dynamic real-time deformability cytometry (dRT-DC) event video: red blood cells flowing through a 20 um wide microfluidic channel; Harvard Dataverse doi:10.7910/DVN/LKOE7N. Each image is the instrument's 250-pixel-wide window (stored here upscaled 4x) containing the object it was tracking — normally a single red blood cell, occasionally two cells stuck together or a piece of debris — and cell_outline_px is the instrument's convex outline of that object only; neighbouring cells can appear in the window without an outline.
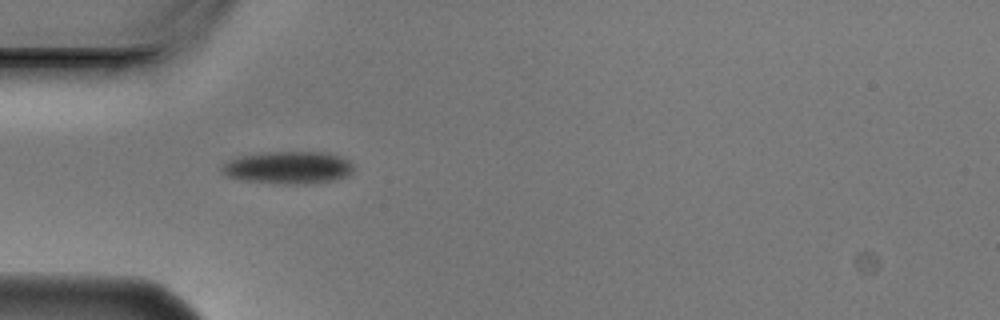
{"species": "Egyptian fruit bat (a non-hibernating species)", "species_latin": "Rousettus aegyptiacus", "temperature_condition": "cold", "stored_images_in_passage": 2, "camera_frame_rate_fps": 3000, "um_per_image_px": 0.085, "animal": {"sex": "male"}, "frame": {"image": 1, "passage_image": 1, "time_ms": 0.0, "image_size_px": [1000, 320], "cell_outline_px": [[352, 172], [348, 176], [336, 180], [296, 184], [288, 184], [244, 180], [228, 176], [220, 168], [228, 160], [240, 156], [260, 152], [324, 152], [340, 156], [348, 160], [352, 164]], "centroid_in_image_um": [24.51, 14.23], "position_along_channel_um": 60.5, "area_um2": 24.74}}
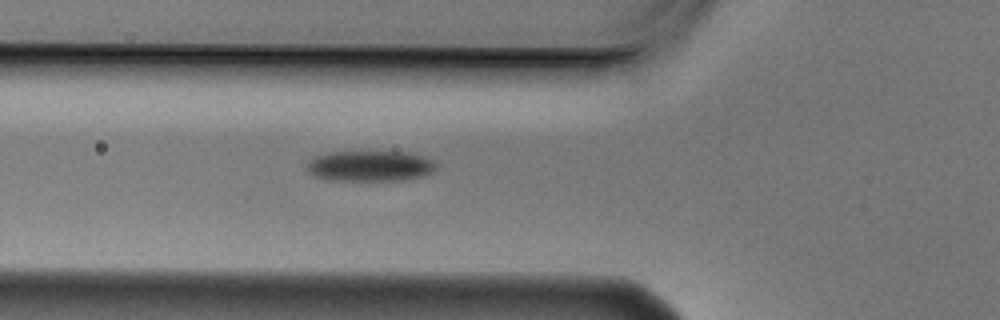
{"frame": {"image": 2, "passage_image": 2, "time_ms": 0.333, "image_size_px": [1000, 320], "cell_outline_px": [[436, 168], [432, 172], [424, 176], [408, 180], [328, 180], [316, 176], [308, 172], [308, 160], [316, 156], [332, 152], [408, 152], [432, 160], [436, 164]], "centroid_in_image_um": [31.47, 14.12], "position_along_channel_um": 94.3, "area_um2": 22.95}}